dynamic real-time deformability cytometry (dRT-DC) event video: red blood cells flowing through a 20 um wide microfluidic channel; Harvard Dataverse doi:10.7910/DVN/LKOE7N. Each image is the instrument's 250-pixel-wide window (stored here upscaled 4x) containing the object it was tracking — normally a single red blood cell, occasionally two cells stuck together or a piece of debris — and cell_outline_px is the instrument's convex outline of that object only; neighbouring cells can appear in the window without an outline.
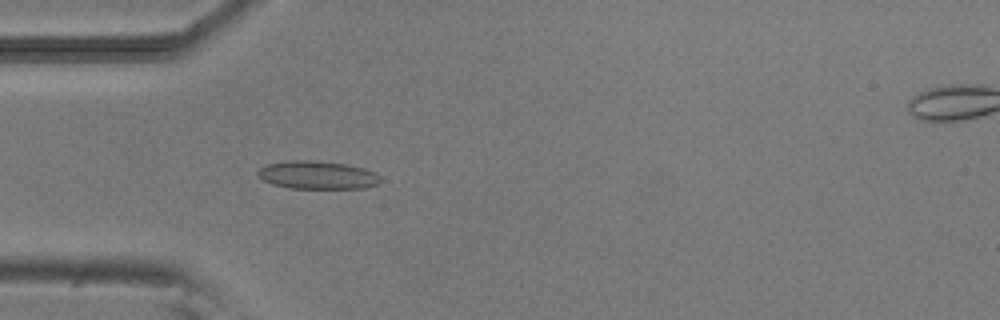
{"species": "common noctule bat (a hibernating species)", "species_latin": "Nyctalus noctula", "temperature_condition": "room temperature", "stored_images_in_passage": 19, "camera_frame_rate_fps": 3000, "um_per_image_px": 0.085, "animal": {"sex": "male", "body_mass_g": 20.5, "forearm_length_mm": 52.5}, "frame": {"image": 1, "passage_image": 6, "time_ms": 1.667, "image_size_px": [1000, 320], "cell_outline_px": [[380, 184], [364, 188], [288, 188], [272, 184], [264, 180], [256, 172], [260, 168], [268, 164], [292, 160], [312, 160], [344, 164], [364, 168], [376, 172], [380, 176]], "centroid_in_image_um": [27.01, 14.88], "position_along_channel_um": 58.0, "area_um2": 20.0}}
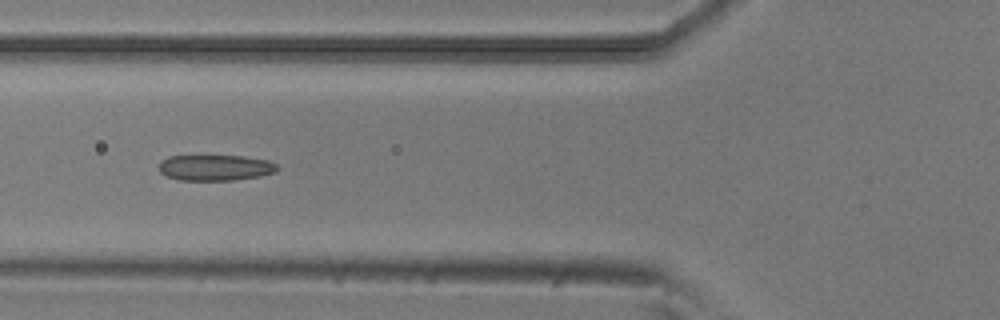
{"frame": {"image": 2, "passage_image": 10, "time_ms": 3.0, "image_size_px": [1000, 320], "cell_outline_px": [[280, 168], [276, 172], [260, 176], [232, 180], [180, 180], [168, 176], [160, 172], [160, 160], [168, 156], [244, 156], [268, 160], [276, 164]], "centroid_in_image_um": [18.33, 14.24], "position_along_channel_um": 107.5, "area_um2": 17.8}}
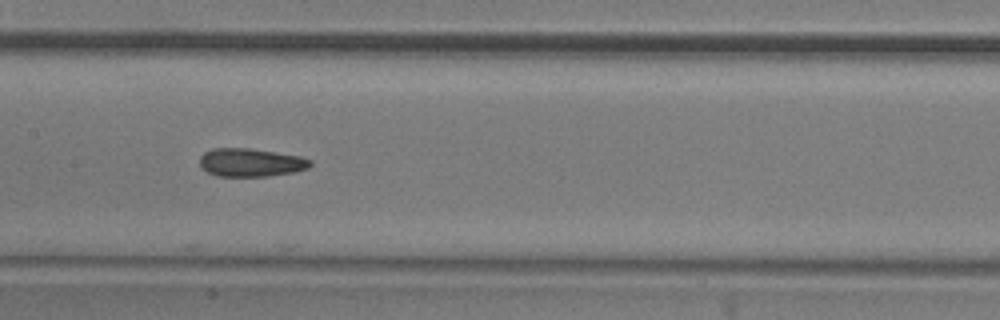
{"frame": {"image": 3, "passage_image": 16, "time_ms": 5.0, "image_size_px": [1000, 320], "cell_outline_px": [[312, 164], [308, 168], [292, 172], [268, 176], [216, 176], [200, 168], [200, 156], [204, 152], [212, 148], [248, 148], [300, 156], [312, 160]], "centroid_in_image_um": [21.29, 13.81], "position_along_channel_um": 186.1, "area_um2": 18.21}}